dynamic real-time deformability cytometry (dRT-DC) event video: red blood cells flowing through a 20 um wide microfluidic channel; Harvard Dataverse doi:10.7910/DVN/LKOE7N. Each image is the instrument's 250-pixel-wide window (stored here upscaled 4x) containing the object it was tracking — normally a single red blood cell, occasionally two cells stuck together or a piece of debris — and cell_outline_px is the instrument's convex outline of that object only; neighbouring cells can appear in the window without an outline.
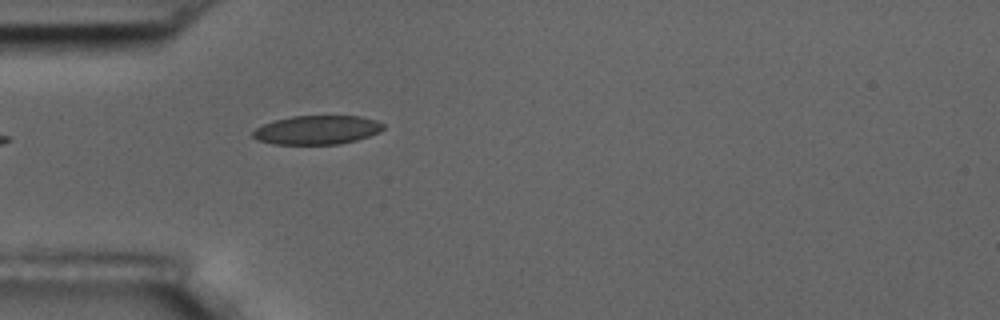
{"species": "common noctule bat (a hibernating species)", "species_latin": "Nyctalus noctula", "temperature_condition": "room temperature", "stored_images_in_passage": 1, "camera_frame_rate_fps": 3000, "um_per_image_px": 0.085, "animal": {"sex": "male", "body_mass_g": 17.5, "forearm_length_mm": 52.3}, "frame": {"image": 1, "passage_image": 1, "time_ms": 0.0, "image_size_px": [1000, 320], "cell_outline_px": [[384, 128], [380, 132], [356, 140], [340, 144], [272, 144], [256, 140], [252, 136], [252, 132], [256, 128], [272, 120], [292, 116], [360, 116], [376, 120], [384, 124]], "centroid_in_image_um": [26.93, 11.04], "position_along_channel_um": 58.1, "area_um2": 22.08}}